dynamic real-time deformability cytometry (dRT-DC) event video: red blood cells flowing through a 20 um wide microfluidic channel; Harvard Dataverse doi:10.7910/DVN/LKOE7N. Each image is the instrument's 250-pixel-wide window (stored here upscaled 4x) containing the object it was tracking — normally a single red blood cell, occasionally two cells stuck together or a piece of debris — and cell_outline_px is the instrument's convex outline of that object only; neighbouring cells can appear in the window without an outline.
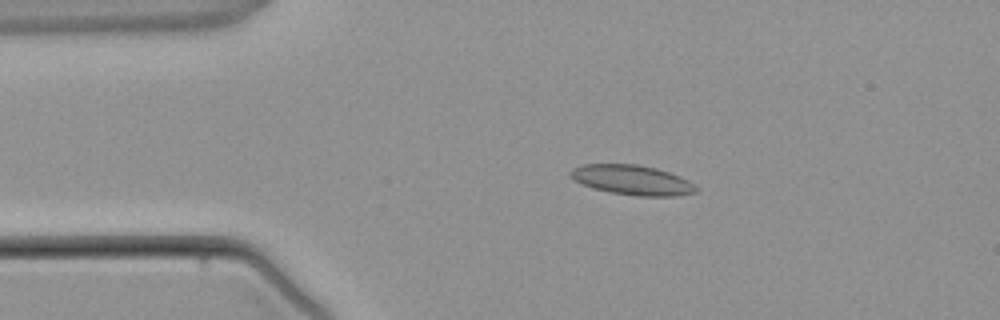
{"species": "common noctule bat (a hibernating species)", "species_latin": "Nyctalus noctula", "temperature_condition": "warm", "stored_images_in_passage": 2, "camera_frame_rate_fps": 3000, "um_per_image_px": 0.085, "animal": {"sex": "male", "body_mass_g": 21.5, "forearm_length_mm": 52.0}, "frame": {"image": 1, "passage_image": 2, "time_ms": 1.333, "image_size_px": [1000, 320], "cell_outline_px": [[700, 188], [696, 192], [676, 196], [640, 196], [612, 192], [592, 188], [568, 176], [568, 172], [572, 168], [584, 164], [636, 164], [656, 168], [680, 176], [688, 180]], "centroid_in_image_um": [53.75, 15.29], "position_along_channel_um": 31.3, "area_um2": 21.79}}